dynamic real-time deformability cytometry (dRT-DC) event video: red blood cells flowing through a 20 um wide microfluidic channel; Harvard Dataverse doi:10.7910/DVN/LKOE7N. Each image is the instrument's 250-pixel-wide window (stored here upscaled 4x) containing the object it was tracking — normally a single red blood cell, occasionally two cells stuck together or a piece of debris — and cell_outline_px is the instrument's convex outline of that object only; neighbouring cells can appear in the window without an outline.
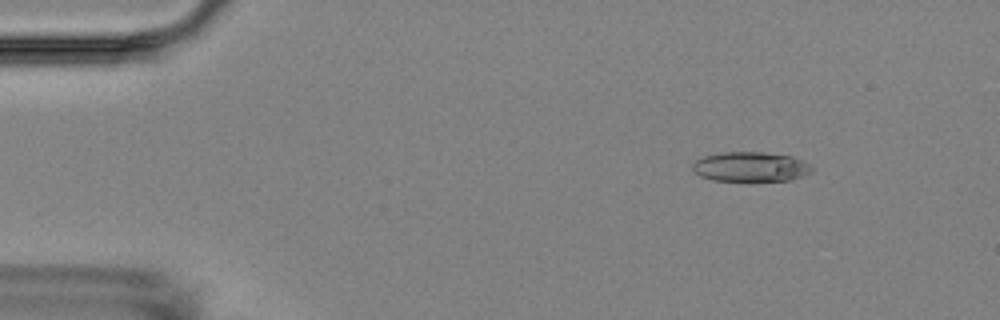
{"species": "Egyptian fruit bat (a non-hibernating species)", "species_latin": "Rousettus aegyptiacus", "temperature_condition": "room temperature", "stored_images_in_passage": 3, "camera_frame_rate_fps": 3000, "um_per_image_px": 0.085, "animal": {"sex": "female"}, "frame": {"image": 1, "passage_image": 1, "time_ms": 0.0, "image_size_px": [1000, 320], "cell_outline_px": [[812, 172], [804, 176], [788, 180], [712, 180], [700, 176], [692, 168], [692, 164], [696, 160], [704, 156], [720, 152], [764, 152], [792, 156], [808, 164], [812, 168]], "centroid_in_image_um": [63.78, 14.16], "position_along_channel_um": 21.2, "area_um2": 20.46}}
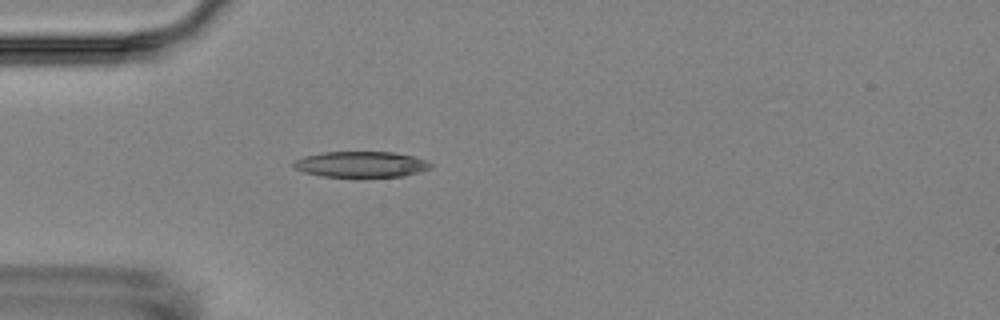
{"frame": {"image": 2, "passage_image": 3, "time_ms": 3.0, "image_size_px": [1000, 320], "cell_outline_px": [[432, 168], [404, 176], [320, 176], [304, 172], [296, 168], [292, 164], [296, 160], [304, 156], [324, 152], [392, 152], [412, 156], [424, 160], [432, 164]], "centroid_in_image_um": [30.69, 13.96], "position_along_channel_um": 54.3, "area_um2": 20.29}}